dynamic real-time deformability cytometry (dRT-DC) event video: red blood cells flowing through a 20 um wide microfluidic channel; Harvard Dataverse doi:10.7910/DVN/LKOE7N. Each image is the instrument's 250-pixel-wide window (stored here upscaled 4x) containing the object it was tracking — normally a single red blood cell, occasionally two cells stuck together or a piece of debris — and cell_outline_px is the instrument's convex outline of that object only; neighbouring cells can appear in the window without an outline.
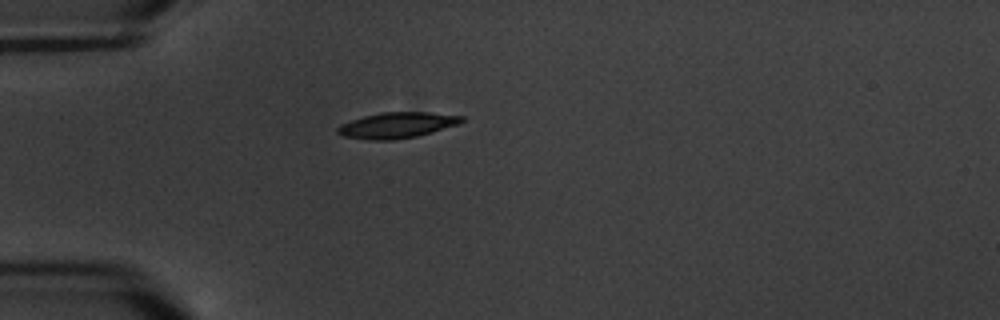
{"species": "common noctule bat (a hibernating species)", "species_latin": "Nyctalus noctula", "temperature_condition": "warm", "stored_images_in_passage": 1, "camera_frame_rate_fps": 3000, "um_per_image_px": 0.085, "animal": {"sex": "male", "body_mass_g": 20.1, "forearm_length_mm": 53.5}, "frame": {"image": 1, "passage_image": 1, "time_ms": 0.0, "image_size_px": [1000, 320], "cell_outline_px": [[464, 120], [460, 124], [432, 132], [416, 136], [392, 140], [372, 140], [344, 136], [336, 132], [336, 128], [340, 124], [364, 116], [380, 112], [428, 112], [464, 116]], "centroid_in_image_um": [33.76, 10.63], "position_along_channel_um": 51.2, "area_um2": 18.61}}